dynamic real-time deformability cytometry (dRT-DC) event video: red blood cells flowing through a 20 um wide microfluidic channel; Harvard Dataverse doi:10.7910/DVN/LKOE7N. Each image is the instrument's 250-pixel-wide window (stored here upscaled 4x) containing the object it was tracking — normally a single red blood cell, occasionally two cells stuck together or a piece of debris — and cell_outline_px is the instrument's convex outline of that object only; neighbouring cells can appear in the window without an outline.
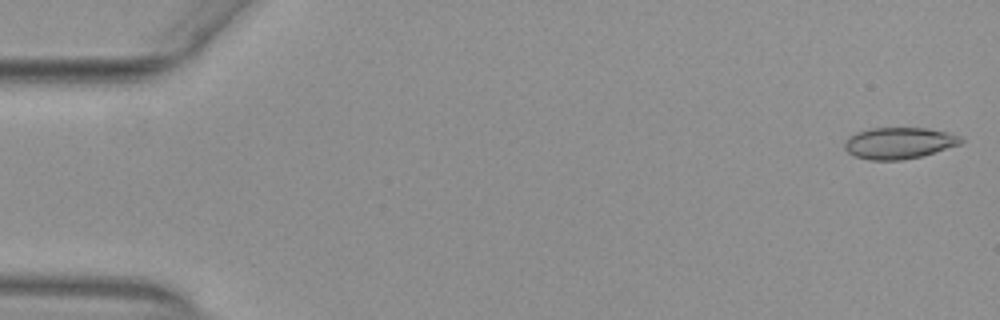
{"species": "common noctule bat (a hibernating species)", "species_latin": "Nyctalus noctula", "temperature_condition": "warm", "stored_images_in_passage": 52, "camera_frame_rate_fps": 3000, "um_per_image_px": 0.085, "animal": {"sex": "female", "body_mass_g": 29.2, "forearm_length_mm": 56.3}, "frame": {"image": 1, "passage_image": 1, "time_ms": 0.0, "image_size_px": [1000, 320], "cell_outline_px": [[964, 140], [960, 144], [920, 156], [900, 160], [868, 160], [856, 156], [848, 152], [844, 148], [844, 144], [848, 136], [856, 132], [872, 128], [928, 128], [948, 132], [960, 136]], "centroid_in_image_um": [76.39, 12.15], "position_along_channel_um": 8.6, "area_um2": 21.21}}
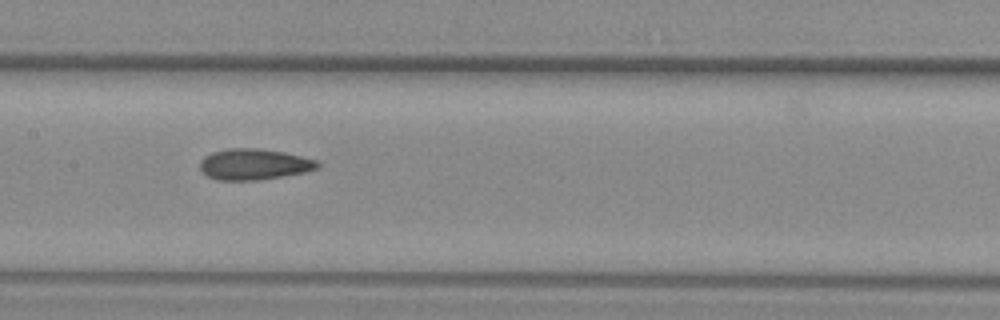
{"frame": {"image": 2, "passage_image": 26, "time_ms": 8.333, "image_size_px": [1000, 320], "cell_outline_px": [[320, 168], [304, 172], [256, 180], [216, 180], [208, 176], [200, 168], [200, 160], [204, 156], [212, 152], [228, 148], [256, 148], [284, 152], [316, 160], [320, 164]], "centroid_in_image_um": [21.57, 13.96], "position_along_channel_um": 185.8, "area_um2": 21.1}}
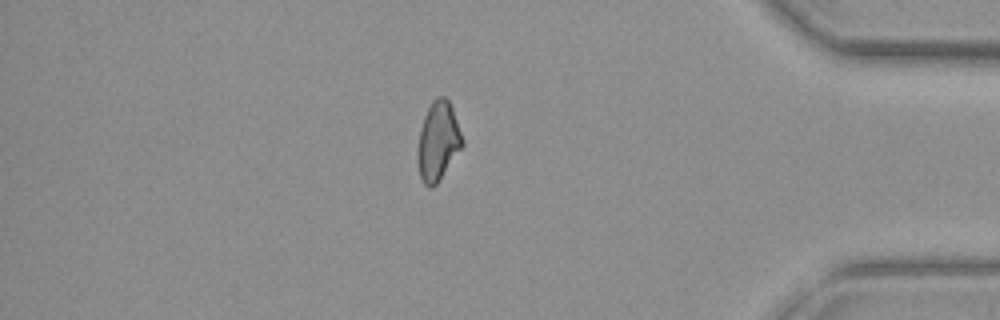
{"frame": {"image": 3, "passage_image": 45, "time_ms": 14.667, "image_size_px": [1000, 320], "cell_outline_px": [[464, 144], [436, 184], [432, 188], [428, 188], [424, 184], [420, 176], [416, 160], [416, 152], [420, 128], [424, 116], [432, 100], [436, 96], [444, 96], [448, 100], [452, 108], [464, 140]], "centroid_in_image_um": [37.21, 12.0], "position_along_channel_um": 398.0, "area_um2": 20.63}}